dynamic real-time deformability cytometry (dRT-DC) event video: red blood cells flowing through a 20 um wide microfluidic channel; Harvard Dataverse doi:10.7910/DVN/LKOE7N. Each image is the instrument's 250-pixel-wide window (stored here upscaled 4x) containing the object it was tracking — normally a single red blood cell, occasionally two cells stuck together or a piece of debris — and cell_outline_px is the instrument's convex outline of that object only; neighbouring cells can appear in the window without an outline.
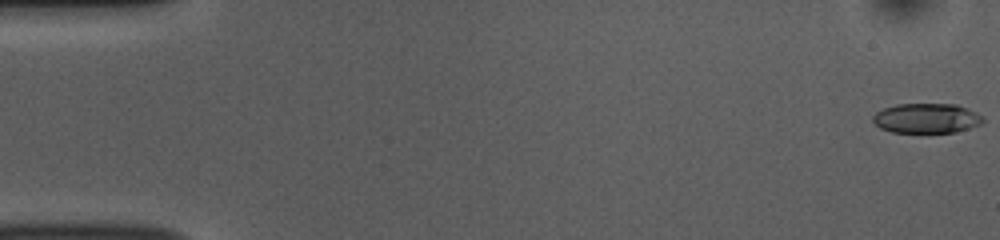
{"species": "common noctule bat (a hibernating species)", "species_latin": "Nyctalus noctula", "temperature_condition": "room temperature", "stored_images_in_passage": 53, "camera_frame_rate_fps": 3000, "um_per_image_px": 0.085, "animal": {"sex": "female", "body_mass_g": 10.0, "forearm_length_mm": 53.1}, "frame": {"image": 1, "passage_image": 1, "time_ms": 0.0, "image_size_px": [1000, 240], "cell_outline_px": [[984, 120], [980, 124], [956, 132], [892, 132], [880, 128], [872, 120], [872, 116], [876, 112], [884, 108], [896, 104], [956, 104], [968, 108], [976, 112]], "centroid_in_image_um": [78.73, 10.04], "position_along_channel_um": 6.3, "area_um2": 19.02}}
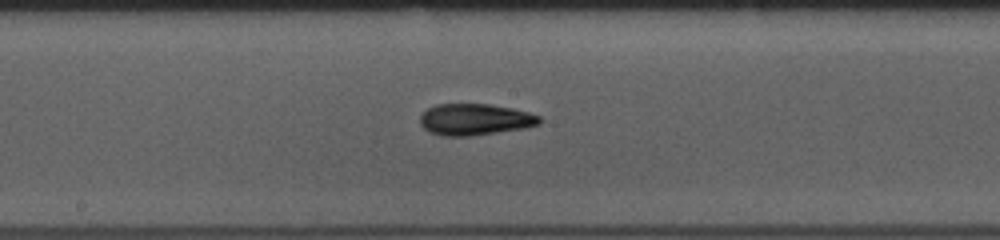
{"frame": {"image": 2, "passage_image": 28, "time_ms": 9.0, "image_size_px": [1000, 240], "cell_outline_px": [[544, 120], [540, 124], [524, 128], [468, 136], [440, 136], [428, 132], [420, 124], [420, 116], [428, 108], [436, 104], [488, 104], [512, 108], [528, 112], [540, 116]], "centroid_in_image_um": [40.37, 10.16], "position_along_channel_um": 207.8, "area_um2": 21.96}}
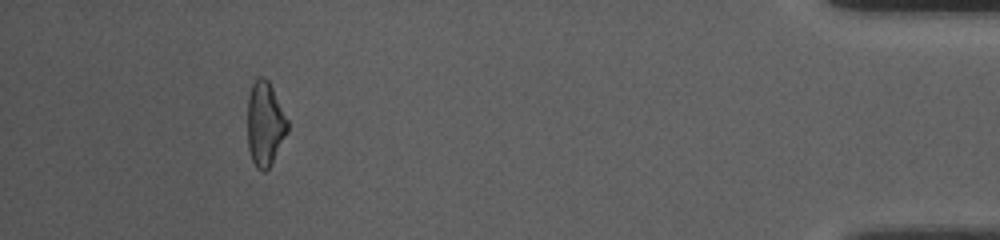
{"frame": {"image": 3, "passage_image": 49, "time_ms": 16.0, "image_size_px": [1000, 240], "cell_outline_px": [[288, 132], [268, 168], [264, 172], [256, 168], [252, 160], [248, 148], [248, 96], [252, 84], [256, 76], [264, 76], [268, 80], [288, 120]], "centroid_in_image_um": [22.51, 10.5], "position_along_channel_um": 412.7, "area_um2": 19.59}, "authors_computed_cell_mechanics": {"area_um2": 20.1722, "velocity_mm_per_s": 3.8037, "shape_relaxation_time_tau1_ms": 4.5835, "shape_relaxation_time_tau2_ms": 3.456, "deformation_change_tau1": 0.1745, "deformation_change_tau2": 0.1184}}